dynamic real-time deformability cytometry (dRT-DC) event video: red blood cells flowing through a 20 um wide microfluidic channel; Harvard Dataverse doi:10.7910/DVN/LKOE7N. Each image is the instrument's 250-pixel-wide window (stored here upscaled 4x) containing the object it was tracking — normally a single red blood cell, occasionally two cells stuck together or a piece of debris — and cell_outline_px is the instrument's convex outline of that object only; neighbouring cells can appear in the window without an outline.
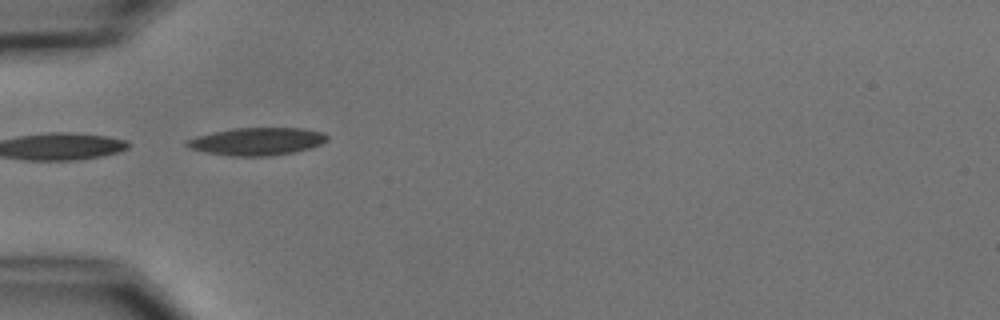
{"species": "common noctule bat (a hibernating species)", "species_latin": "Nyctalus noctula", "temperature_condition": "cold", "stored_images_in_passage": 2, "camera_frame_rate_fps": 3000, "um_per_image_px": 0.085, "animal": {"sex": "male", "body_mass_g": 15.6}, "frame": {"image": 1, "passage_image": 1, "time_ms": 0.0, "image_size_px": [1000, 320], "cell_outline_px": [[328, 140], [312, 148], [296, 152], [268, 156], [232, 156], [208, 152], [192, 148], [184, 144], [184, 140], [196, 136], [212, 132], [232, 128], [304, 128], [324, 132], [328, 136]], "centroid_in_image_um": [21.88, 12.01], "position_along_channel_um": 63.1, "area_um2": 22.72}}